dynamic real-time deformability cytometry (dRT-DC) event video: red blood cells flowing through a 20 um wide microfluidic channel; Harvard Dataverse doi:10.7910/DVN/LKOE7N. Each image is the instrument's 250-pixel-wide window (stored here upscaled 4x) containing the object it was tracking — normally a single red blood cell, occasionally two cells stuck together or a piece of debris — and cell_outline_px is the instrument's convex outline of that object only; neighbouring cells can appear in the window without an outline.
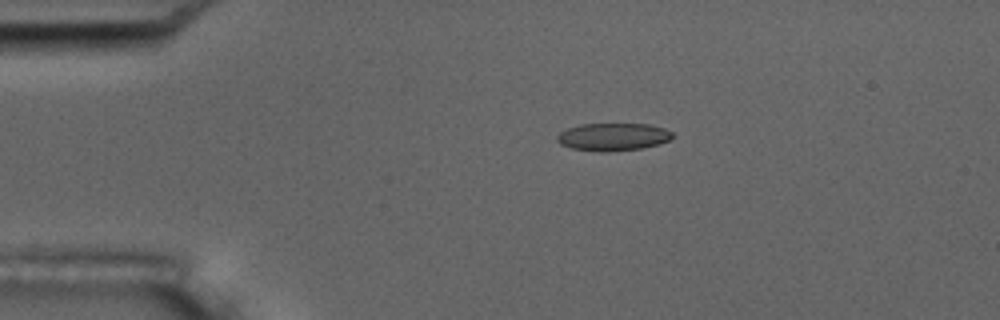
{"species": "common noctule bat (a hibernating species)", "species_latin": "Nyctalus noctula", "temperature_condition": "room temperature", "stored_images_in_passage": 4, "camera_frame_rate_fps": 3000, "um_per_image_px": 0.085, "animal": {"sex": "male", "body_mass_g": 17.5, "forearm_length_mm": 52.3}, "frame": {"image": 1, "passage_image": 2, "time_ms": 2.0, "image_size_px": [1000, 320], "cell_outline_px": [[672, 136], [668, 140], [660, 144], [640, 148], [608, 152], [600, 152], [572, 148], [560, 144], [556, 140], [556, 136], [560, 132], [568, 128], [580, 124], [648, 124], [664, 128], [672, 132]], "centroid_in_image_um": [52.08, 11.63], "position_along_channel_um": 32.9, "area_um2": 18.55}}
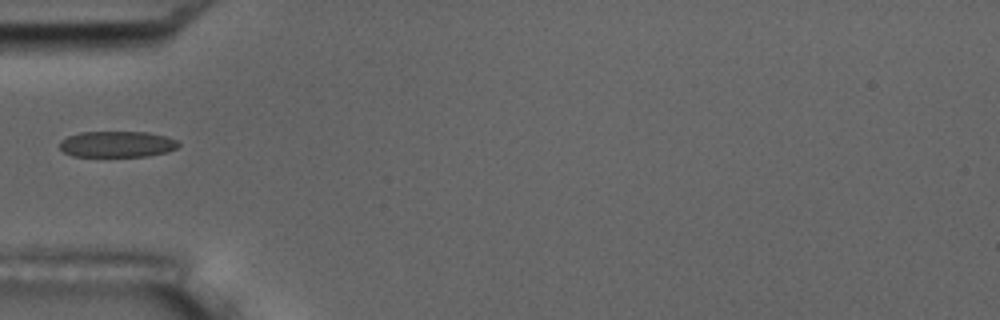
{"frame": {"image": 2, "passage_image": 4, "time_ms": 4.333, "image_size_px": [1000, 320], "cell_outline_px": [[180, 144], [176, 148], [168, 152], [148, 156], [72, 156], [64, 152], [60, 148], [60, 140], [68, 136], [80, 132], [148, 132], [164, 136], [176, 140]], "centroid_in_image_um": [9.94, 12.25], "position_along_channel_um": 75.1, "area_um2": 18.03}}